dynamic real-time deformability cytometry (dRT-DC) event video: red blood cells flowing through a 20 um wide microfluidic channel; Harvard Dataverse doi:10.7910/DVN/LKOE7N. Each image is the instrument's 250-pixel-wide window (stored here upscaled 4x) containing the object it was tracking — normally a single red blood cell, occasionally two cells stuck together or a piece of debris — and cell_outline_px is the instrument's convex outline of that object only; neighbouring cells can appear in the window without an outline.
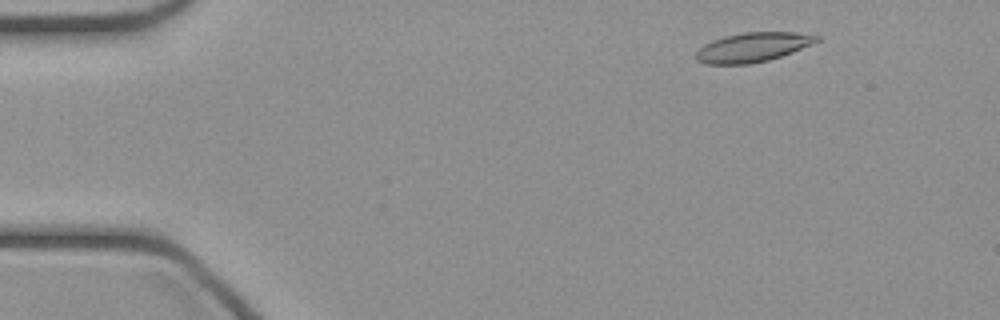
{"species": "common noctule bat (a hibernating species)", "species_latin": "Nyctalus noctula", "temperature_condition": "cold", "stored_images_in_passage": 13, "camera_frame_rate_fps": 3000, "um_per_image_px": 0.085, "animal": {"sex": "female", "body_mass_g": 21.9}, "frame": {"image": 1, "passage_image": 4, "time_ms": 1.0, "image_size_px": [1000, 320], "cell_outline_px": [[820, 40], [812, 44], [792, 52], [768, 60], [748, 64], [704, 64], [696, 60], [696, 52], [704, 44], [712, 40], [724, 36], [744, 32], [796, 32], [820, 36]], "centroid_in_image_um": [63.97, 4.01], "position_along_channel_um": 21.0, "area_um2": 20.63}}